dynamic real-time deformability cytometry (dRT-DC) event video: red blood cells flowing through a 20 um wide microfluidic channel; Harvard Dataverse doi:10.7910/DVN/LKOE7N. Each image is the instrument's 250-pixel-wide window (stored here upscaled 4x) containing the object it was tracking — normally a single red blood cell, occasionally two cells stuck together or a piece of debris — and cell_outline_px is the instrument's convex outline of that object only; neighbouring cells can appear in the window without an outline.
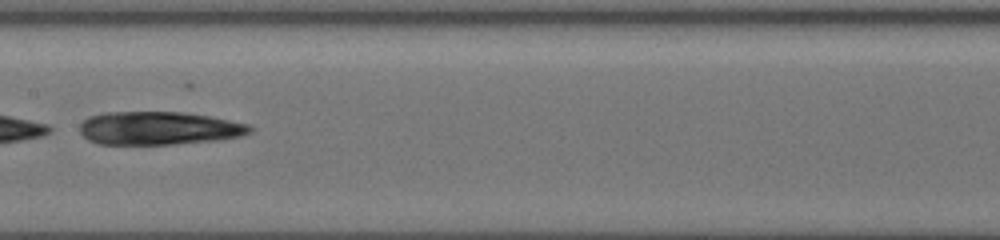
{"species": "common noctule bat (a hibernating species)", "species_latin": "Nyctalus noctula", "temperature_condition": "cold", "stored_images_in_passage": 48, "camera_frame_rate_fps": 3000, "um_per_image_px": 0.085, "animal": {"sex": "female", "body_mass_g": 19.5, "forearm_length_mm": 54.1}, "frame": {"image": 1, "passage_image": 28, "time_ms": 9.667, "image_size_px": [1000, 240], "cell_outline_px": [[252, 132], [240, 136], [220, 140], [172, 144], [96, 144], [88, 140], [80, 132], [80, 124], [88, 116], [104, 112], [184, 112], [208, 116], [248, 124], [252, 128]], "centroid_in_image_um": [13.47, 10.9], "position_along_channel_um": 193.9, "area_um2": 33.0}}
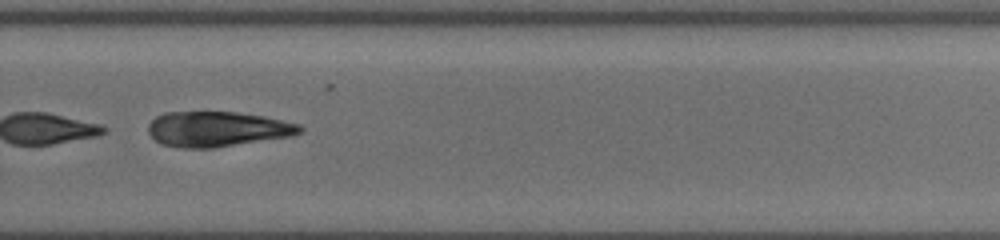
{"frame": {"image": 2, "passage_image": 34, "time_ms": 12.667, "image_size_px": [1000, 240], "cell_outline_px": [[304, 128], [300, 132], [292, 136], [212, 148], [180, 148], [160, 144], [148, 132], [148, 124], [156, 116], [164, 112], [236, 112], [260, 116], [300, 124]], "centroid_in_image_um": [18.44, 10.97], "position_along_channel_um": 311.4, "area_um2": 30.98}}